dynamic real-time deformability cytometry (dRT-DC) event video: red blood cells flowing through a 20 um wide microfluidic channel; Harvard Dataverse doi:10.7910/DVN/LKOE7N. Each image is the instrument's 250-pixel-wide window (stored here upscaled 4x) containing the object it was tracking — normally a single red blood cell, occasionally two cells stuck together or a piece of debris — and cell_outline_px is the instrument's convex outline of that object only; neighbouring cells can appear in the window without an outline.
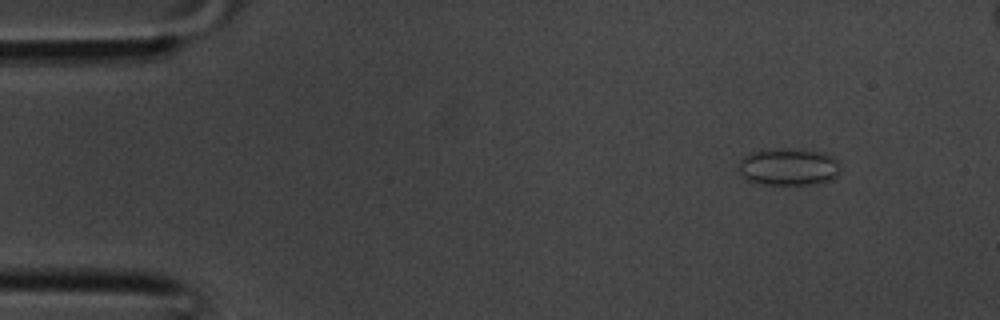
{"species": "common noctule bat (a hibernating species)", "species_latin": "Nyctalus noctula", "temperature_condition": "room temperature", "stored_images_in_passage": 36, "camera_frame_rate_fps": 3000, "um_per_image_px": 0.085, "animal": {"sex": "male", "body_mass_g": 20.1, "forearm_length_mm": 53.5}, "frame": {"image": 1, "passage_image": 3, "time_ms": 0.667, "image_size_px": [1000, 320], "cell_outline_px": [[840, 176], [832, 180], [820, 184], [800, 188], [764, 184], [748, 180], [740, 176], [740, 160], [744, 156], [760, 148], [796, 148], [820, 152], [832, 156], [840, 164]], "centroid_in_image_um": [67.08, 14.22], "position_along_channel_um": 17.9, "area_um2": 23.41}}
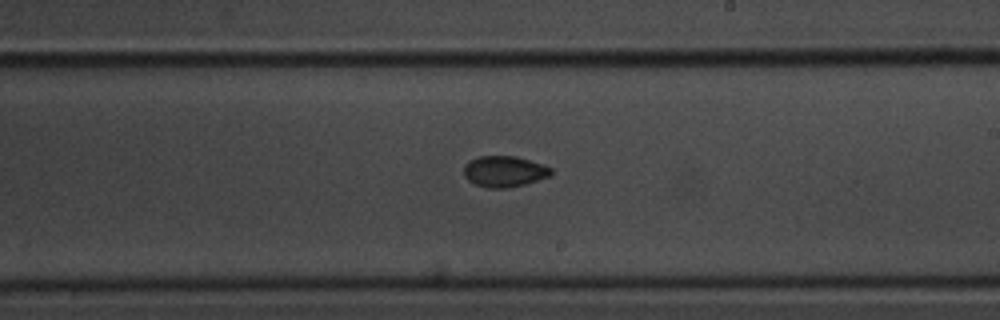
{"frame": {"image": 2, "passage_image": 20, "time_ms": 6.333, "image_size_px": [1000, 320], "cell_outline_px": [[552, 176], [524, 184], [504, 188], [488, 188], [476, 184], [468, 180], [464, 176], [464, 164], [468, 160], [480, 156], [516, 156], [552, 168]], "centroid_in_image_um": [42.85, 14.57], "position_along_channel_um": 246.2, "area_um2": 15.72}}
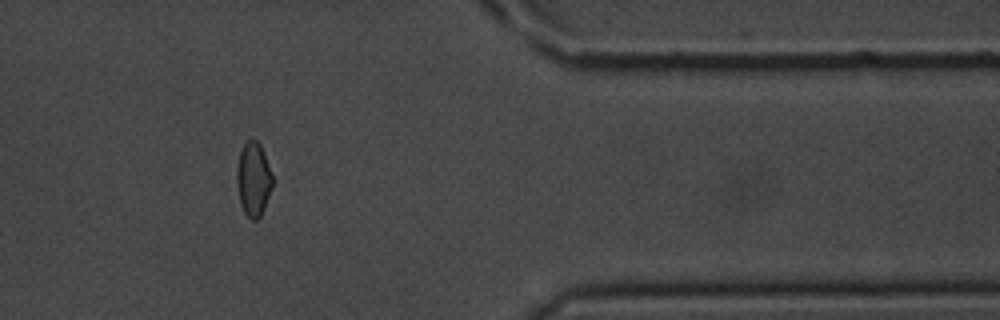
{"frame": {"image": 3, "passage_image": 29, "time_ms": 9.333, "image_size_px": [1000, 320], "cell_outline_px": [[272, 184], [264, 208], [260, 216], [256, 220], [252, 220], [244, 212], [240, 204], [236, 180], [236, 168], [240, 152], [244, 144], [248, 140], [256, 140], [260, 144], [264, 152], [272, 176]], "centroid_in_image_um": [21.52, 15.23], "position_along_channel_um": 389.9, "area_um2": 15.2}}